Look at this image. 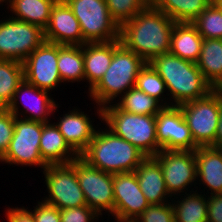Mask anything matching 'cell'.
Masks as SVG:
<instances>
[{
	"instance_id": "6da1fadb",
	"label": "cell",
	"mask_w": 222,
	"mask_h": 222,
	"mask_svg": "<svg viewBox=\"0 0 222 222\" xmlns=\"http://www.w3.org/2000/svg\"><path fill=\"white\" fill-rule=\"evenodd\" d=\"M175 25L169 16L151 4L120 26V42L147 63L170 51Z\"/></svg>"
},
{
	"instance_id": "7a4b0ae2",
	"label": "cell",
	"mask_w": 222,
	"mask_h": 222,
	"mask_svg": "<svg viewBox=\"0 0 222 222\" xmlns=\"http://www.w3.org/2000/svg\"><path fill=\"white\" fill-rule=\"evenodd\" d=\"M146 63L143 58L126 48L120 39L113 40V58L110 66L99 83L88 92L94 103H97L100 119L103 107L114 103L112 101L117 96H122L135 87L137 76Z\"/></svg>"
},
{
	"instance_id": "3957f363",
	"label": "cell",
	"mask_w": 222,
	"mask_h": 222,
	"mask_svg": "<svg viewBox=\"0 0 222 222\" xmlns=\"http://www.w3.org/2000/svg\"><path fill=\"white\" fill-rule=\"evenodd\" d=\"M165 82L172 106H179L206 96L213 90L196 63L168 52L149 62ZM176 103V104H175Z\"/></svg>"
},
{
	"instance_id": "277c9868",
	"label": "cell",
	"mask_w": 222,
	"mask_h": 222,
	"mask_svg": "<svg viewBox=\"0 0 222 222\" xmlns=\"http://www.w3.org/2000/svg\"><path fill=\"white\" fill-rule=\"evenodd\" d=\"M79 156L91 166L113 175L134 172L147 157L108 127L105 130H96L91 142Z\"/></svg>"
},
{
	"instance_id": "5b68a950",
	"label": "cell",
	"mask_w": 222,
	"mask_h": 222,
	"mask_svg": "<svg viewBox=\"0 0 222 222\" xmlns=\"http://www.w3.org/2000/svg\"><path fill=\"white\" fill-rule=\"evenodd\" d=\"M102 121L110 131L133 144L147 157H154L161 150L156 136V116L129 113L110 104L102 108Z\"/></svg>"
},
{
	"instance_id": "8992f818",
	"label": "cell",
	"mask_w": 222,
	"mask_h": 222,
	"mask_svg": "<svg viewBox=\"0 0 222 222\" xmlns=\"http://www.w3.org/2000/svg\"><path fill=\"white\" fill-rule=\"evenodd\" d=\"M194 143L198 147H214L219 116L221 92L213 89L206 96L179 105Z\"/></svg>"
},
{
	"instance_id": "52a82bcc",
	"label": "cell",
	"mask_w": 222,
	"mask_h": 222,
	"mask_svg": "<svg viewBox=\"0 0 222 222\" xmlns=\"http://www.w3.org/2000/svg\"><path fill=\"white\" fill-rule=\"evenodd\" d=\"M77 18L86 43L119 39L120 27L111 18L105 0H64Z\"/></svg>"
},
{
	"instance_id": "ba28073f",
	"label": "cell",
	"mask_w": 222,
	"mask_h": 222,
	"mask_svg": "<svg viewBox=\"0 0 222 222\" xmlns=\"http://www.w3.org/2000/svg\"><path fill=\"white\" fill-rule=\"evenodd\" d=\"M44 41L39 26L12 17L0 21V59L23 62Z\"/></svg>"
},
{
	"instance_id": "9c48e42d",
	"label": "cell",
	"mask_w": 222,
	"mask_h": 222,
	"mask_svg": "<svg viewBox=\"0 0 222 222\" xmlns=\"http://www.w3.org/2000/svg\"><path fill=\"white\" fill-rule=\"evenodd\" d=\"M43 124L15 117L13 137L6 153L0 158V162L16 164V166L34 165L44 170L48 165L40 154Z\"/></svg>"
},
{
	"instance_id": "30bf717a",
	"label": "cell",
	"mask_w": 222,
	"mask_h": 222,
	"mask_svg": "<svg viewBox=\"0 0 222 222\" xmlns=\"http://www.w3.org/2000/svg\"><path fill=\"white\" fill-rule=\"evenodd\" d=\"M43 174L49 193L43 200L45 203L56 206L59 210L87 205L73 162L48 165Z\"/></svg>"
},
{
	"instance_id": "8fae6325",
	"label": "cell",
	"mask_w": 222,
	"mask_h": 222,
	"mask_svg": "<svg viewBox=\"0 0 222 222\" xmlns=\"http://www.w3.org/2000/svg\"><path fill=\"white\" fill-rule=\"evenodd\" d=\"M72 162L76 165V174L87 206L98 215L102 216V211H106L113 216V174L91 166L80 156Z\"/></svg>"
},
{
	"instance_id": "7c38bea8",
	"label": "cell",
	"mask_w": 222,
	"mask_h": 222,
	"mask_svg": "<svg viewBox=\"0 0 222 222\" xmlns=\"http://www.w3.org/2000/svg\"><path fill=\"white\" fill-rule=\"evenodd\" d=\"M154 158L161 166L165 186L171 197L176 194L182 196L180 193L184 190L188 192L189 185L197 181L195 150L161 149Z\"/></svg>"
},
{
	"instance_id": "4fadbf2b",
	"label": "cell",
	"mask_w": 222,
	"mask_h": 222,
	"mask_svg": "<svg viewBox=\"0 0 222 222\" xmlns=\"http://www.w3.org/2000/svg\"><path fill=\"white\" fill-rule=\"evenodd\" d=\"M57 62L58 44L44 41L22 62L24 80L39 89L54 90L62 83Z\"/></svg>"
},
{
	"instance_id": "5bb4252c",
	"label": "cell",
	"mask_w": 222,
	"mask_h": 222,
	"mask_svg": "<svg viewBox=\"0 0 222 222\" xmlns=\"http://www.w3.org/2000/svg\"><path fill=\"white\" fill-rule=\"evenodd\" d=\"M114 211L117 222H133L150 204L135 172L113 175Z\"/></svg>"
},
{
	"instance_id": "9a60e30c",
	"label": "cell",
	"mask_w": 222,
	"mask_h": 222,
	"mask_svg": "<svg viewBox=\"0 0 222 222\" xmlns=\"http://www.w3.org/2000/svg\"><path fill=\"white\" fill-rule=\"evenodd\" d=\"M158 145L165 150H195L190 129L179 106L164 107L156 115Z\"/></svg>"
},
{
	"instance_id": "2e32d148",
	"label": "cell",
	"mask_w": 222,
	"mask_h": 222,
	"mask_svg": "<svg viewBox=\"0 0 222 222\" xmlns=\"http://www.w3.org/2000/svg\"><path fill=\"white\" fill-rule=\"evenodd\" d=\"M49 91L39 89L35 85H32L25 80L22 81V83L18 86L16 91L14 92L12 100L9 102V104L6 106V108L17 118L29 120V121H38L42 123H49L50 119L48 120V116L50 114L55 113L56 108L58 105L55 103V101L49 96ZM24 94V95H23ZM49 94V95H48ZM23 97H22V96ZM29 97L27 100L24 99V96ZM31 96V97H30ZM22 100H19L21 99ZM25 102L22 104L24 105V109L22 110V113L19 114V107L18 104H20V101ZM28 103H27V102ZM33 102L30 103L29 102ZM25 110V111H24ZM24 111V112H23ZM29 112V116L26 114ZM24 113V114H23ZM22 114L26 117H22ZM21 115V116H19Z\"/></svg>"
},
{
	"instance_id": "e0dca14e",
	"label": "cell",
	"mask_w": 222,
	"mask_h": 222,
	"mask_svg": "<svg viewBox=\"0 0 222 222\" xmlns=\"http://www.w3.org/2000/svg\"><path fill=\"white\" fill-rule=\"evenodd\" d=\"M45 41L60 45H84L79 22L64 0H57L51 9L50 21L44 30Z\"/></svg>"
},
{
	"instance_id": "ac0fdd59",
	"label": "cell",
	"mask_w": 222,
	"mask_h": 222,
	"mask_svg": "<svg viewBox=\"0 0 222 222\" xmlns=\"http://www.w3.org/2000/svg\"><path fill=\"white\" fill-rule=\"evenodd\" d=\"M89 115L79 109H72L54 123L68 145L80 155L91 142L96 130Z\"/></svg>"
},
{
	"instance_id": "d6986e66",
	"label": "cell",
	"mask_w": 222,
	"mask_h": 222,
	"mask_svg": "<svg viewBox=\"0 0 222 222\" xmlns=\"http://www.w3.org/2000/svg\"><path fill=\"white\" fill-rule=\"evenodd\" d=\"M141 191L149 204L168 202V193L163 172L159 162L154 157H146L135 169Z\"/></svg>"
},
{
	"instance_id": "ffe728a7",
	"label": "cell",
	"mask_w": 222,
	"mask_h": 222,
	"mask_svg": "<svg viewBox=\"0 0 222 222\" xmlns=\"http://www.w3.org/2000/svg\"><path fill=\"white\" fill-rule=\"evenodd\" d=\"M195 161L197 179L209 188L211 195L222 194V151L211 146L198 147Z\"/></svg>"
},
{
	"instance_id": "44dd1931",
	"label": "cell",
	"mask_w": 222,
	"mask_h": 222,
	"mask_svg": "<svg viewBox=\"0 0 222 222\" xmlns=\"http://www.w3.org/2000/svg\"><path fill=\"white\" fill-rule=\"evenodd\" d=\"M41 158L47 165L69 164L79 155L68 145L53 123H44L40 138Z\"/></svg>"
},
{
	"instance_id": "7402d4cb",
	"label": "cell",
	"mask_w": 222,
	"mask_h": 222,
	"mask_svg": "<svg viewBox=\"0 0 222 222\" xmlns=\"http://www.w3.org/2000/svg\"><path fill=\"white\" fill-rule=\"evenodd\" d=\"M113 58V41L83 45L84 73L89 92L99 83Z\"/></svg>"
},
{
	"instance_id": "603a6c76",
	"label": "cell",
	"mask_w": 222,
	"mask_h": 222,
	"mask_svg": "<svg viewBox=\"0 0 222 222\" xmlns=\"http://www.w3.org/2000/svg\"><path fill=\"white\" fill-rule=\"evenodd\" d=\"M203 40L193 23L175 22L169 52L179 58L196 63L201 53Z\"/></svg>"
},
{
	"instance_id": "cb8c5ba5",
	"label": "cell",
	"mask_w": 222,
	"mask_h": 222,
	"mask_svg": "<svg viewBox=\"0 0 222 222\" xmlns=\"http://www.w3.org/2000/svg\"><path fill=\"white\" fill-rule=\"evenodd\" d=\"M57 0H6L12 18L31 23L45 30L50 21L51 9ZM13 14H15L13 16Z\"/></svg>"
},
{
	"instance_id": "d4e9b609",
	"label": "cell",
	"mask_w": 222,
	"mask_h": 222,
	"mask_svg": "<svg viewBox=\"0 0 222 222\" xmlns=\"http://www.w3.org/2000/svg\"><path fill=\"white\" fill-rule=\"evenodd\" d=\"M196 64L204 79L216 89L222 83V39H204Z\"/></svg>"
},
{
	"instance_id": "484cf974",
	"label": "cell",
	"mask_w": 222,
	"mask_h": 222,
	"mask_svg": "<svg viewBox=\"0 0 222 222\" xmlns=\"http://www.w3.org/2000/svg\"><path fill=\"white\" fill-rule=\"evenodd\" d=\"M213 0H151V5L175 22L192 23Z\"/></svg>"
},
{
	"instance_id": "4316f807",
	"label": "cell",
	"mask_w": 222,
	"mask_h": 222,
	"mask_svg": "<svg viewBox=\"0 0 222 222\" xmlns=\"http://www.w3.org/2000/svg\"><path fill=\"white\" fill-rule=\"evenodd\" d=\"M57 67L62 83L85 80L83 45L58 44Z\"/></svg>"
},
{
	"instance_id": "83f0119b",
	"label": "cell",
	"mask_w": 222,
	"mask_h": 222,
	"mask_svg": "<svg viewBox=\"0 0 222 222\" xmlns=\"http://www.w3.org/2000/svg\"><path fill=\"white\" fill-rule=\"evenodd\" d=\"M190 193V194H189ZM178 201L171 200L176 222H207V196L201 195L195 190L190 191ZM174 200V204H173ZM176 201V204H175ZM178 202V203H177Z\"/></svg>"
},
{
	"instance_id": "f1b7e54d",
	"label": "cell",
	"mask_w": 222,
	"mask_h": 222,
	"mask_svg": "<svg viewBox=\"0 0 222 222\" xmlns=\"http://www.w3.org/2000/svg\"><path fill=\"white\" fill-rule=\"evenodd\" d=\"M115 105L122 111L139 115L156 116L164 106L153 97H150L136 87L131 88L119 97Z\"/></svg>"
},
{
	"instance_id": "f546056e",
	"label": "cell",
	"mask_w": 222,
	"mask_h": 222,
	"mask_svg": "<svg viewBox=\"0 0 222 222\" xmlns=\"http://www.w3.org/2000/svg\"><path fill=\"white\" fill-rule=\"evenodd\" d=\"M24 80L22 62L0 59V101L7 106Z\"/></svg>"
},
{
	"instance_id": "4dcf8cb0",
	"label": "cell",
	"mask_w": 222,
	"mask_h": 222,
	"mask_svg": "<svg viewBox=\"0 0 222 222\" xmlns=\"http://www.w3.org/2000/svg\"><path fill=\"white\" fill-rule=\"evenodd\" d=\"M135 87L150 97L155 98L159 102L161 101L160 103L164 107L172 106L173 102L167 103L165 100L166 98L163 97L164 92L167 90L165 82L150 63H146L145 66L141 69L137 76Z\"/></svg>"
},
{
	"instance_id": "1f68e13d",
	"label": "cell",
	"mask_w": 222,
	"mask_h": 222,
	"mask_svg": "<svg viewBox=\"0 0 222 222\" xmlns=\"http://www.w3.org/2000/svg\"><path fill=\"white\" fill-rule=\"evenodd\" d=\"M203 39H222V10L212 2L193 22Z\"/></svg>"
},
{
	"instance_id": "d6a6232c",
	"label": "cell",
	"mask_w": 222,
	"mask_h": 222,
	"mask_svg": "<svg viewBox=\"0 0 222 222\" xmlns=\"http://www.w3.org/2000/svg\"><path fill=\"white\" fill-rule=\"evenodd\" d=\"M111 18L120 27L151 4V0H105Z\"/></svg>"
},
{
	"instance_id": "836d02e7",
	"label": "cell",
	"mask_w": 222,
	"mask_h": 222,
	"mask_svg": "<svg viewBox=\"0 0 222 222\" xmlns=\"http://www.w3.org/2000/svg\"><path fill=\"white\" fill-rule=\"evenodd\" d=\"M133 222H176L172 202L150 204Z\"/></svg>"
},
{
	"instance_id": "e575fe53",
	"label": "cell",
	"mask_w": 222,
	"mask_h": 222,
	"mask_svg": "<svg viewBox=\"0 0 222 222\" xmlns=\"http://www.w3.org/2000/svg\"><path fill=\"white\" fill-rule=\"evenodd\" d=\"M15 116L7 109L0 111V158L6 153L14 133Z\"/></svg>"
},
{
	"instance_id": "d590c367",
	"label": "cell",
	"mask_w": 222,
	"mask_h": 222,
	"mask_svg": "<svg viewBox=\"0 0 222 222\" xmlns=\"http://www.w3.org/2000/svg\"><path fill=\"white\" fill-rule=\"evenodd\" d=\"M61 222H94L99 216L87 205L60 210Z\"/></svg>"
},
{
	"instance_id": "8d00e7d4",
	"label": "cell",
	"mask_w": 222,
	"mask_h": 222,
	"mask_svg": "<svg viewBox=\"0 0 222 222\" xmlns=\"http://www.w3.org/2000/svg\"><path fill=\"white\" fill-rule=\"evenodd\" d=\"M34 208L32 214L36 222H61L60 210L56 206L41 201Z\"/></svg>"
},
{
	"instance_id": "74e56055",
	"label": "cell",
	"mask_w": 222,
	"mask_h": 222,
	"mask_svg": "<svg viewBox=\"0 0 222 222\" xmlns=\"http://www.w3.org/2000/svg\"><path fill=\"white\" fill-rule=\"evenodd\" d=\"M207 222H222V194L207 197Z\"/></svg>"
},
{
	"instance_id": "f35d334b",
	"label": "cell",
	"mask_w": 222,
	"mask_h": 222,
	"mask_svg": "<svg viewBox=\"0 0 222 222\" xmlns=\"http://www.w3.org/2000/svg\"><path fill=\"white\" fill-rule=\"evenodd\" d=\"M6 216L8 222H36L32 211L30 212L24 207H13L11 209L8 208Z\"/></svg>"
},
{
	"instance_id": "ab89813d",
	"label": "cell",
	"mask_w": 222,
	"mask_h": 222,
	"mask_svg": "<svg viewBox=\"0 0 222 222\" xmlns=\"http://www.w3.org/2000/svg\"><path fill=\"white\" fill-rule=\"evenodd\" d=\"M221 147H222V93H221V112L219 116L217 133L215 136V148H221Z\"/></svg>"
},
{
	"instance_id": "60d3db41",
	"label": "cell",
	"mask_w": 222,
	"mask_h": 222,
	"mask_svg": "<svg viewBox=\"0 0 222 222\" xmlns=\"http://www.w3.org/2000/svg\"><path fill=\"white\" fill-rule=\"evenodd\" d=\"M217 4V6L222 10V0H213Z\"/></svg>"
},
{
	"instance_id": "b9f144b4",
	"label": "cell",
	"mask_w": 222,
	"mask_h": 222,
	"mask_svg": "<svg viewBox=\"0 0 222 222\" xmlns=\"http://www.w3.org/2000/svg\"><path fill=\"white\" fill-rule=\"evenodd\" d=\"M5 108H6V106L0 101V111L5 109Z\"/></svg>"
},
{
	"instance_id": "7bdbcfd3",
	"label": "cell",
	"mask_w": 222,
	"mask_h": 222,
	"mask_svg": "<svg viewBox=\"0 0 222 222\" xmlns=\"http://www.w3.org/2000/svg\"><path fill=\"white\" fill-rule=\"evenodd\" d=\"M216 89L222 93V83Z\"/></svg>"
},
{
	"instance_id": "ee69618b",
	"label": "cell",
	"mask_w": 222,
	"mask_h": 222,
	"mask_svg": "<svg viewBox=\"0 0 222 222\" xmlns=\"http://www.w3.org/2000/svg\"><path fill=\"white\" fill-rule=\"evenodd\" d=\"M4 1L6 2V0H0V4H2Z\"/></svg>"
}]
</instances>
